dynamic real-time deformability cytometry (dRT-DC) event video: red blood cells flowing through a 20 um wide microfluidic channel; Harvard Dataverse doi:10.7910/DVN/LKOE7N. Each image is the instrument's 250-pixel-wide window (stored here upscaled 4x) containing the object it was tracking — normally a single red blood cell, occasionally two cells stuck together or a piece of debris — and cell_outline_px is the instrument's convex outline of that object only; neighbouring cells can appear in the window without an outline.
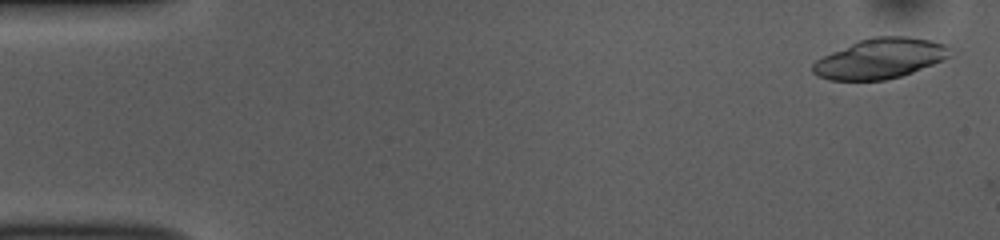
{"species": "common noctule bat (a hibernating species)", "species_latin": "Nyctalus noctula", "temperature_condition": "room temperature", "stored_images_in_passage": 3, "camera_frame_rate_fps": 3000, "um_per_image_px": 0.085, "animal": {"sex": "female", "body_mass_g": 10.0, "forearm_length_mm": 53.1}, "frame": {"image": 1, "passage_image": 2, "time_ms": 0.333, "image_size_px": [1000, 240], "cell_outline_px": [[952, 56], [912, 72], [900, 76], [884, 80], [828, 80], [816, 76], [812, 72], [812, 64], [816, 60], [832, 52], [860, 40], [872, 36], [908, 36], [932, 40], [944, 44], [948, 48]], "centroid_in_image_um": [74.79, 4.97], "position_along_channel_um": 10.2, "area_um2": 31.91}}